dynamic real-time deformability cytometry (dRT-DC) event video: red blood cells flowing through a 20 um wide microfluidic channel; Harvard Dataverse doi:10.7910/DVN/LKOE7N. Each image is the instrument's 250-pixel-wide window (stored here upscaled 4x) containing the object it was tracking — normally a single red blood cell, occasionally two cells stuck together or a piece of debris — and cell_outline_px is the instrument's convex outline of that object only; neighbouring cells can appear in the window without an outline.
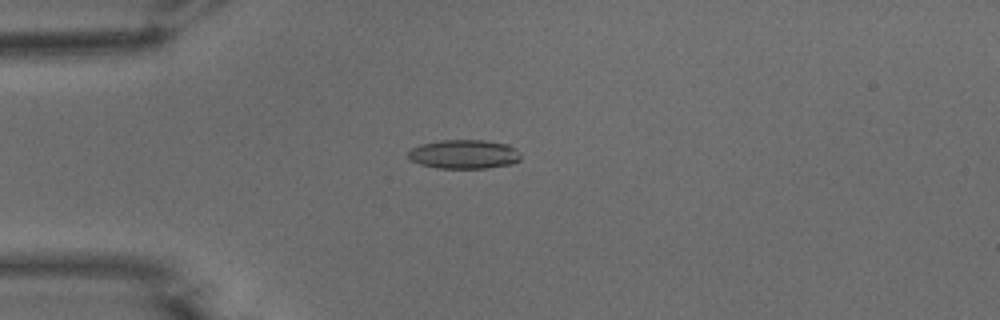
{"species": "common noctule bat (a hibernating species)", "species_latin": "Nyctalus noctula", "temperature_condition": "warm", "stored_images_in_passage": 49, "camera_frame_rate_fps": 3000, "um_per_image_px": 0.085, "animal": {"sex": "male", "body_mass_g": 15.6}, "frame": {"image": 1, "passage_image": 10, "time_ms": 3.0, "image_size_px": [1000, 320], "cell_outline_px": [[520, 160], [512, 164], [488, 168], [436, 168], [420, 164], [412, 160], [408, 156], [408, 152], [412, 148], [420, 144], [440, 140], [484, 140], [508, 144], [516, 148], [520, 156]], "centroid_in_image_um": [39.46, 13.11], "position_along_channel_um": 45.5, "area_um2": 19.13}}
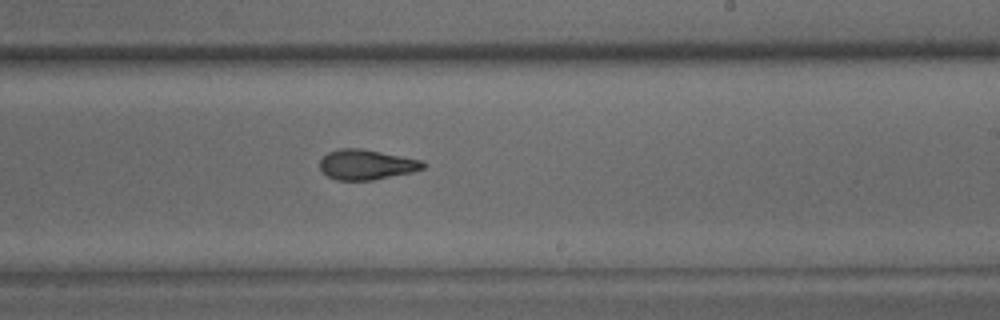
{"frame": {"image": 2, "passage_image": 28, "time_ms": 9.0, "image_size_px": [1000, 320], "cell_outline_px": [[428, 164], [424, 168], [412, 172], [372, 180], [336, 180], [328, 176], [320, 168], [320, 160], [328, 152], [340, 148], [360, 148], [424, 160]], "centroid_in_image_um": [31.18, 13.98], "position_along_channel_um": 257.8, "area_um2": 18.15}}
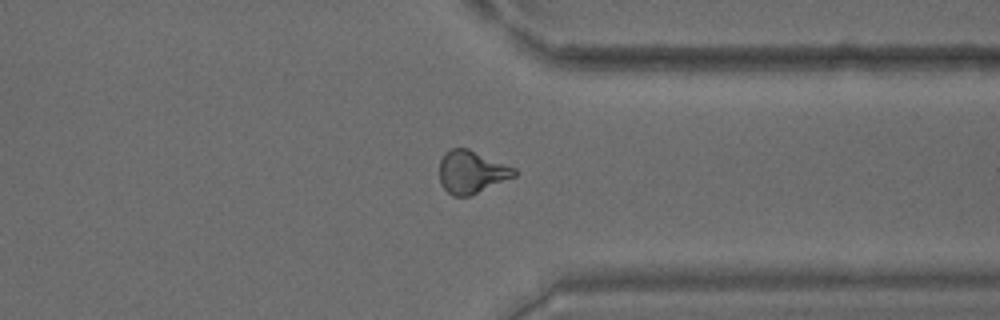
{"frame": {"image": 3, "passage_image": 37, "time_ms": 12.0, "image_size_px": [1000, 320], "cell_outline_px": [[520, 172], [516, 176], [468, 196], [452, 196], [440, 184], [440, 160], [444, 152], [448, 148], [468, 148], [516, 168]], "centroid_in_image_um": [40.09, 14.6], "position_along_channel_um": 371.3, "area_um2": 18.73}, "authors_computed_cell_mechanics": {"area_um2": 18.5538, "velocity_mm_per_s": 3.8319, "shape_relaxation_time_tau1_ms": 8.6676, "shape_relaxation_time_tau2_ms": 2.2099, "deformation_change_tau1": 0.232, "deformation_change_tau2": 0.1027}}